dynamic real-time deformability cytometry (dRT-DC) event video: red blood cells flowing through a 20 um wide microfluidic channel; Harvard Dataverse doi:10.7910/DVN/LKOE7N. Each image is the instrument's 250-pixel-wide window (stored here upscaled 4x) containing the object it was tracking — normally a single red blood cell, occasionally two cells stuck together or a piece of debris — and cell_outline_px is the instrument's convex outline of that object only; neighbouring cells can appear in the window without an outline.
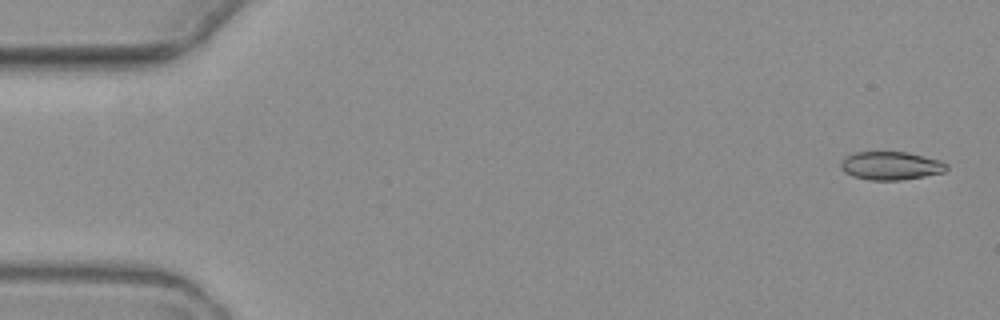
{"species": "common noctule bat (a hibernating species)", "species_latin": "Nyctalus noctula", "temperature_condition": "warm", "stored_images_in_passage": 5, "camera_frame_rate_fps": 3000, "um_per_image_px": 0.085, "animal": {"sex": "female", "body_mass_g": 19.3, "forearm_length_mm": 54.1}, "frame": {"image": 1, "passage_image": 1, "time_ms": 0.0, "image_size_px": [1000, 320], "cell_outline_px": [[948, 168], [944, 172], [924, 176], [900, 180], [868, 180], [852, 176], [844, 172], [840, 168], [840, 164], [844, 156], [856, 152], [908, 152], [940, 160], [948, 164]], "centroid_in_image_um": [75.7, 14.08], "position_along_channel_um": 9.3, "area_um2": 17.57}}
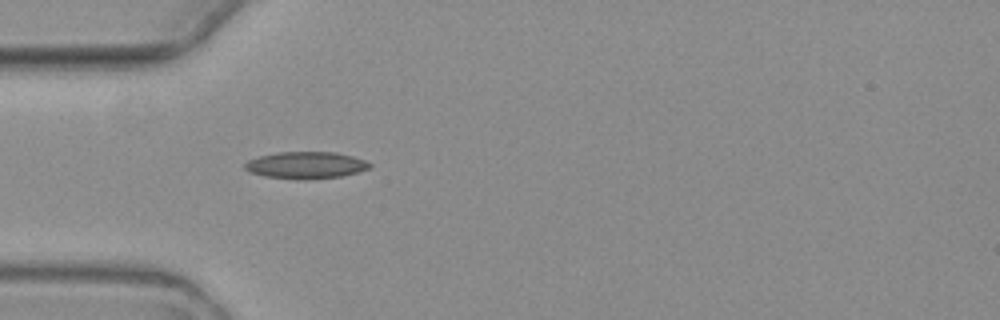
{"frame": {"image": 2, "passage_image": 5, "time_ms": 5.0, "image_size_px": [1000, 320], "cell_outline_px": [[372, 168], [340, 176], [304, 180], [264, 176], [252, 172], [244, 168], [244, 164], [248, 160], [260, 156], [280, 152], [336, 152], [352, 156], [364, 160], [372, 164]], "centroid_in_image_um": [26.02, 14.04], "position_along_channel_um": 59.0, "area_um2": 19.42}}